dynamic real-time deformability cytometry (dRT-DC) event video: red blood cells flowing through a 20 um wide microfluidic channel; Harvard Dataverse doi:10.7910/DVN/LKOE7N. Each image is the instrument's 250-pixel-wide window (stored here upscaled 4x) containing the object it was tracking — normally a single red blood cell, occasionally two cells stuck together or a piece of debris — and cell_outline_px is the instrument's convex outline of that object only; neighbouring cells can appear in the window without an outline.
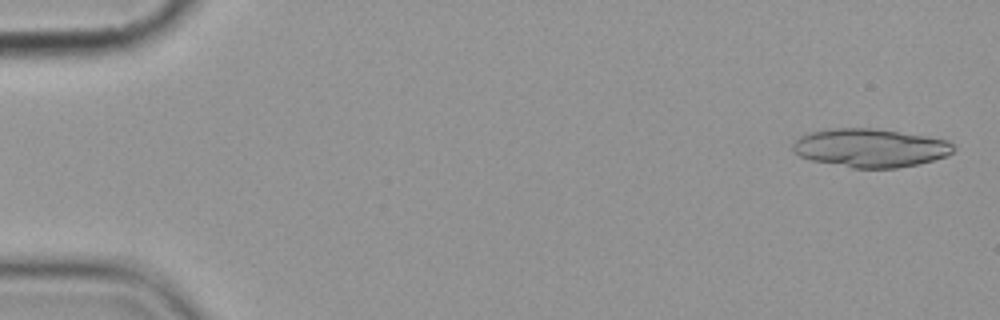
{"species": "common noctule bat (a hibernating species)", "species_latin": "Nyctalus noctula", "temperature_condition": "cold", "stored_images_in_passage": 3, "camera_frame_rate_fps": 3000, "um_per_image_px": 0.085, "animal": {"sex": "female", "body_mass_g": 19.9}, "frame": {"image": 1, "passage_image": 1, "time_ms": 0.0, "image_size_px": [1000, 320], "cell_outline_px": [[956, 148], [948, 156], [916, 164], [896, 168], [852, 168], [812, 160], [800, 156], [792, 148], [792, 144], [800, 136], [812, 132], [836, 128], [872, 128], [924, 136], [948, 140]], "centroid_in_image_um": [73.98, 12.58], "position_along_channel_um": 11.0, "area_um2": 35.66}}